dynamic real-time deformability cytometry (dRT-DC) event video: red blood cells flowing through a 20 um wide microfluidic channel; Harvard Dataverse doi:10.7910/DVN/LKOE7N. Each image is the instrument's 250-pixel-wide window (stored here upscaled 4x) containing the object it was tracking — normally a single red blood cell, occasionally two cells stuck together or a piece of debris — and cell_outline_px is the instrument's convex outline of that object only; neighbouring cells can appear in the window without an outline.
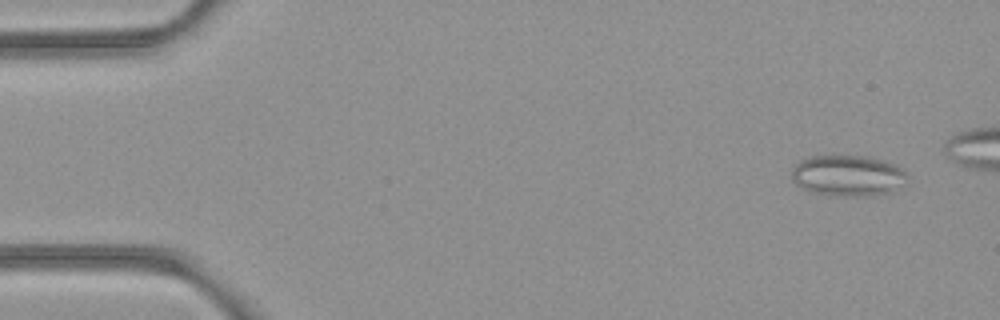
{"species": "common noctule bat (a hibernating species)", "species_latin": "Nyctalus noctula", "temperature_condition": "room temperature", "stored_images_in_passage": 6, "camera_frame_rate_fps": 3000, "um_per_image_px": 0.085, "animal": {"sex": "female", "body_mass_g": 21.9}, "frame": {"image": 1, "passage_image": 2, "time_ms": 0.333, "image_size_px": [1000, 320], "cell_outline_px": [[908, 176], [892, 192], [872, 196], [828, 196], [808, 192], [800, 188], [792, 180], [792, 168], [800, 160], [812, 156], [832, 152], [872, 156], [896, 164]], "centroid_in_image_um": [72.0, 14.89], "position_along_channel_um": 13.0, "area_um2": 28.84}}